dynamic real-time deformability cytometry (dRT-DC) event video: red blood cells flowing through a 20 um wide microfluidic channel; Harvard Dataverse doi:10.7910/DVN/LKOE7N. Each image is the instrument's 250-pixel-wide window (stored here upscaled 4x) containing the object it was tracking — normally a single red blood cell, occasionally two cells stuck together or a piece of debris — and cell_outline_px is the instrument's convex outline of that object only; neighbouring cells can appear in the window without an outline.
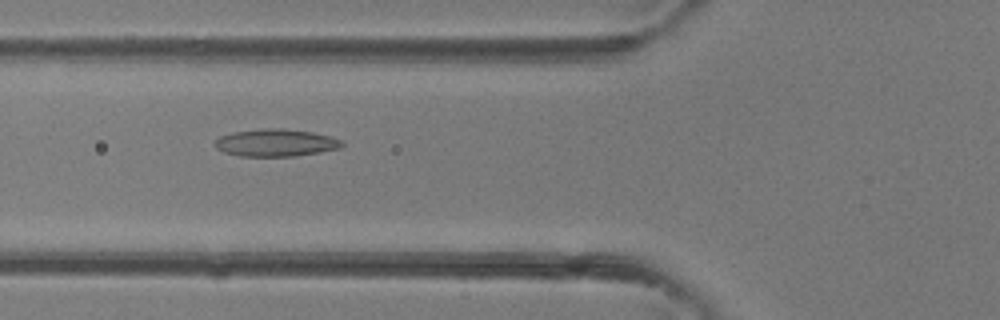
{"species": "common noctule bat (a hibernating species)", "species_latin": "Nyctalus noctula", "temperature_condition": "room temperature", "stored_images_in_passage": 32, "camera_frame_rate_fps": 3000, "um_per_image_px": 0.085, "animal": {"sex": "female"}, "frame": {"image": 1, "passage_image": 6, "time_ms": 1.667, "image_size_px": [1000, 320], "cell_outline_px": [[344, 144], [340, 148], [320, 152], [296, 156], [240, 156], [224, 152], [216, 148], [216, 140], [220, 136], [232, 132], [260, 128], [280, 128], [312, 132], [332, 136], [344, 140]], "centroid_in_image_um": [23.48, 12.13], "position_along_channel_um": 102.3, "area_um2": 20.4}}
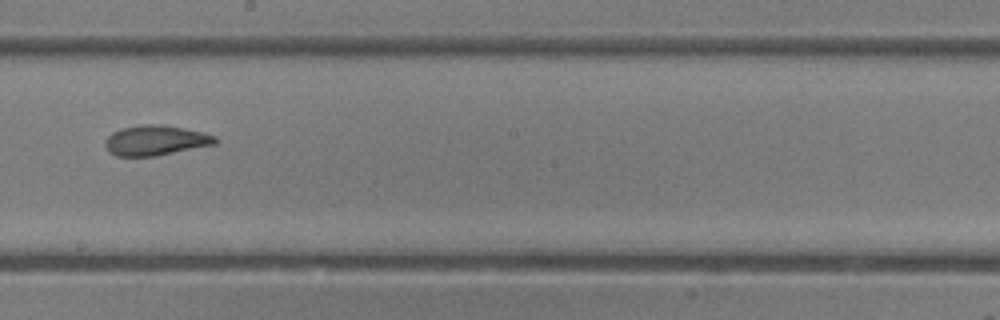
{"frame": {"image": 2, "passage_image": 14, "time_ms": 4.333, "image_size_px": [1000, 320], "cell_outline_px": [[216, 144], [156, 156], [116, 156], [108, 152], [104, 144], [108, 136], [112, 132], [120, 128], [144, 124], [164, 124], [204, 132], [216, 136]], "centroid_in_image_um": [13.21, 11.92], "position_along_channel_um": 235.0, "area_um2": 19.48}}
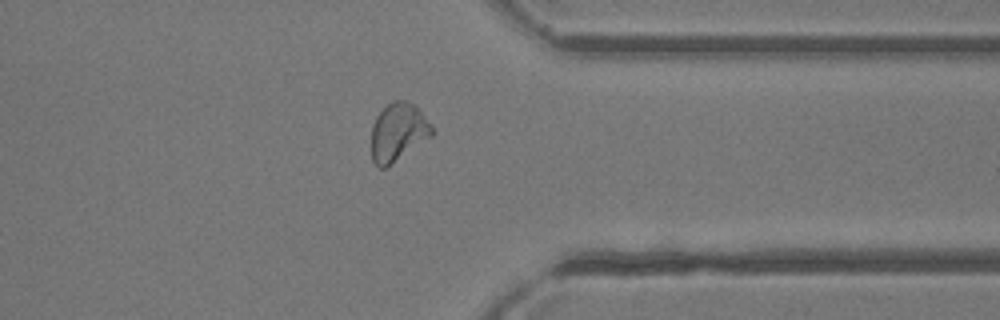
{"frame": {"image": 3, "passage_image": 23, "time_ms": 7.333, "image_size_px": [1000, 320], "cell_outline_px": [[436, 132], [432, 136], [384, 168], [380, 168], [372, 160], [372, 124], [376, 116], [392, 100], [404, 100], [412, 104], [420, 112]], "centroid_in_image_um": [33.82, 11.22], "position_along_channel_um": 377.6, "area_um2": 20.06}}